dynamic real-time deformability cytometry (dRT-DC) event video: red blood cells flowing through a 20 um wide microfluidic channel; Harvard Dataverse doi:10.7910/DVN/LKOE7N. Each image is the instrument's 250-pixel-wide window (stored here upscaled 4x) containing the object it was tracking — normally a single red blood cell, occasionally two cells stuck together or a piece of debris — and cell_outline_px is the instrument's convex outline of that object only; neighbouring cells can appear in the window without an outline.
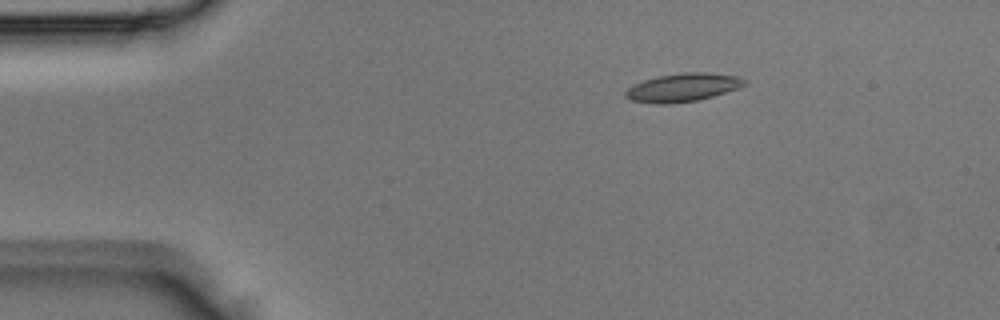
{"species": "Egyptian fruit bat (a non-hibernating species)", "species_latin": "Rousettus aegyptiacus", "temperature_condition": "room temperature", "stored_images_in_passage": 4, "camera_frame_rate_fps": 3000, "um_per_image_px": 0.085, "animal": {"sex": "male"}, "frame": {"image": 1, "passage_image": 2, "time_ms": 0.333, "image_size_px": [1000, 320], "cell_outline_px": [[748, 84], [740, 88], [712, 96], [696, 100], [668, 104], [656, 104], [632, 100], [624, 96], [624, 92], [632, 84], [656, 76], [680, 72], [708, 72], [736, 76], [748, 80]], "centroid_in_image_um": [58.04, 7.42], "position_along_channel_um": 27.0, "area_um2": 19.83}}
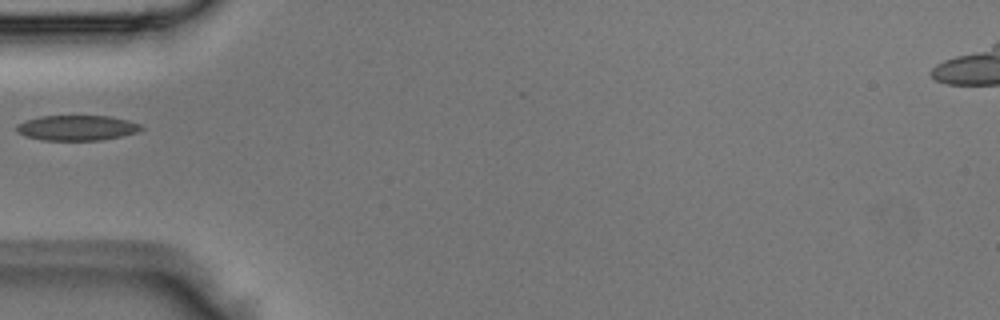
{"frame": {"image": 2, "passage_image": 4, "time_ms": 1.0, "image_size_px": [1000, 320], "cell_outline_px": [[144, 128], [136, 132], [120, 136], [100, 140], [40, 140], [24, 136], [16, 132], [16, 124], [24, 120], [40, 116], [108, 116], [128, 120], [140, 124]], "centroid_in_image_um": [6.47, 10.86], "position_along_channel_um": 78.5, "area_um2": 18.38}}